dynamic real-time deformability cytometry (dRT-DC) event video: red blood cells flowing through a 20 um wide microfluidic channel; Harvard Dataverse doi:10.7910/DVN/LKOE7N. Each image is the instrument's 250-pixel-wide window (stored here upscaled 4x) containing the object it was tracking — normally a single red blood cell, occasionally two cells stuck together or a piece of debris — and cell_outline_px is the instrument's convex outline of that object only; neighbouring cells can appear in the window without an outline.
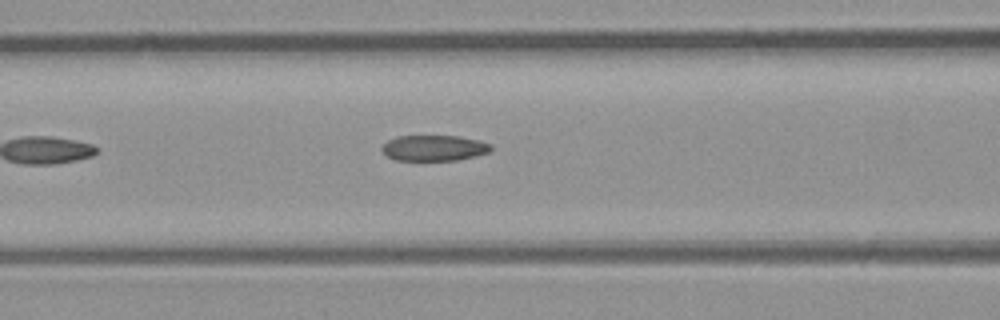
{"species": "common noctule bat (a hibernating species)", "species_latin": "Nyctalus noctula", "temperature_condition": "room temperature", "stored_images_in_passage": 3, "camera_frame_rate_fps": 3000, "um_per_image_px": 0.085, "animal": {"sex": "male", "body_mass_g": 23.1, "forearm_length_mm": 52.7}, "frame": {"image": 1, "passage_image": 3, "time_ms": 2.333, "image_size_px": [1000, 320], "cell_outline_px": [[492, 148], [488, 152], [476, 156], [456, 160], [396, 160], [388, 156], [380, 148], [388, 140], [396, 136], [460, 136], [492, 144]], "centroid_in_image_um": [36.89, 12.57], "position_along_channel_um": 129.7, "area_um2": 16.24}}